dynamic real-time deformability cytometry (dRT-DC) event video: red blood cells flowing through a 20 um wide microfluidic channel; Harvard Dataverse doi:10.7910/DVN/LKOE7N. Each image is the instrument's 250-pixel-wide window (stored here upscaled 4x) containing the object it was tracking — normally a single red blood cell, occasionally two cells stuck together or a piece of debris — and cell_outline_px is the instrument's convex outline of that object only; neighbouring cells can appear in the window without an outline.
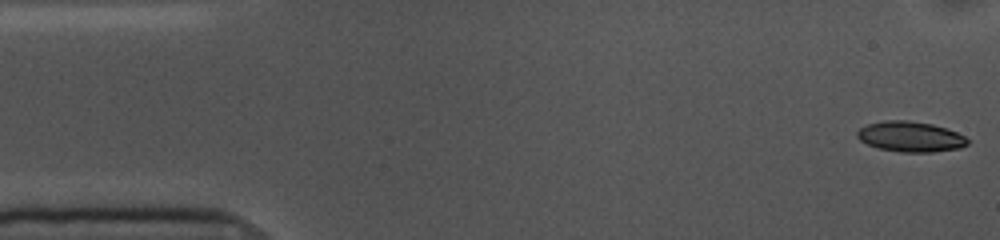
{"species": "common noctule bat (a hibernating species)", "species_latin": "Nyctalus noctula", "temperature_condition": "cold", "stored_images_in_passage": 13, "camera_frame_rate_fps": 3000, "um_per_image_px": 0.085, "animal": {"sex": "female", "body_mass_g": 10.0, "forearm_length_mm": 53.1}, "frame": {"image": 1, "passage_image": 1, "time_ms": 0.0, "image_size_px": [1000, 240], "cell_outline_px": [[968, 144], [960, 148], [932, 152], [900, 152], [876, 148], [860, 140], [856, 136], [856, 132], [860, 128], [868, 124], [884, 120], [908, 120], [932, 124], [956, 132], [964, 136], [968, 140]], "centroid_in_image_um": [77.36, 11.62], "position_along_channel_um": 7.6, "area_um2": 19.54}}